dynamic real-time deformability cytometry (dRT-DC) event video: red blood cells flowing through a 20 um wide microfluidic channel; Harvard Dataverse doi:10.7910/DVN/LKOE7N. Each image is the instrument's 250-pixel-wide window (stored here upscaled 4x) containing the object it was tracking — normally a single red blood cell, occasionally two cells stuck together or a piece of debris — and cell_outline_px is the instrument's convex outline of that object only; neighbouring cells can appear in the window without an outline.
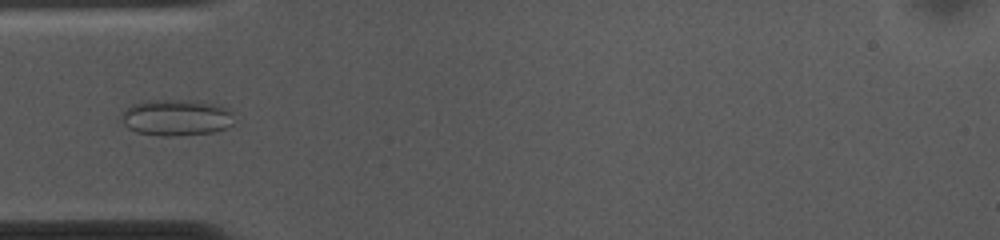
{"species": "common noctule bat (a hibernating species)", "species_latin": "Nyctalus noctula", "temperature_condition": "cold", "stored_images_in_passage": 52, "camera_frame_rate_fps": 3000, "um_per_image_px": 0.085, "animal": {"sex": "female", "body_mass_g": 10.0, "forearm_length_mm": 53.1}, "frame": {"image": 1, "passage_image": 14, "time_ms": 4.333, "image_size_px": [1000, 240], "cell_outline_px": [[232, 124], [228, 128], [216, 132], [176, 136], [160, 136], [136, 132], [128, 128], [124, 124], [120, 116], [124, 108], [132, 104], [144, 100], [188, 100], [220, 104], [232, 112]], "centroid_in_image_um": [14.97, 9.99], "position_along_channel_um": 70.0, "area_um2": 24.28}}
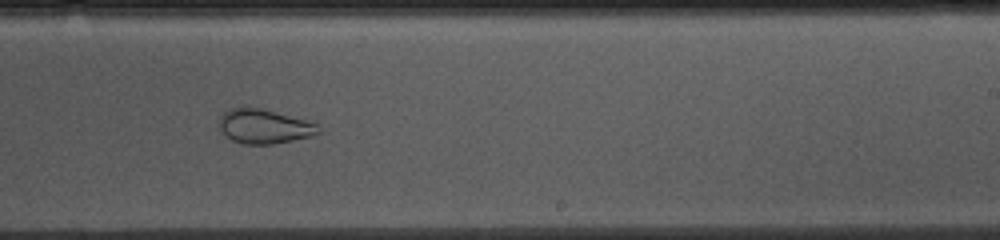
{"frame": {"image": 2, "passage_image": 30, "time_ms": 9.667, "image_size_px": [1000, 240], "cell_outline_px": [[324, 132], [312, 136], [272, 144], [244, 144], [232, 140], [220, 128], [220, 116], [228, 108], [244, 104], [248, 104], [308, 120], [316, 124]], "centroid_in_image_um": [22.47, 10.69], "position_along_channel_um": 266.5, "area_um2": 20.4}}
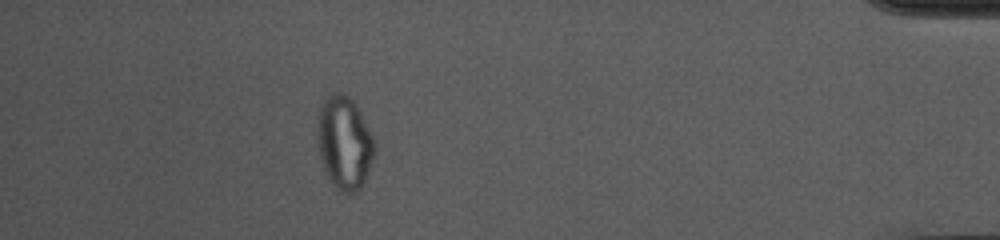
{"frame": {"image": 3, "passage_image": 46, "time_ms": 15.0, "image_size_px": [1000, 240], "cell_outline_px": [[376, 152], [364, 184], [356, 192], [344, 192], [336, 188], [328, 180], [320, 160], [316, 144], [316, 116], [320, 104], [328, 92], [344, 92], [356, 104], [372, 132], [376, 140]], "centroid_in_image_um": [29.25, 12.09], "position_along_channel_um": 406.0, "area_um2": 32.37}, "authors_computed_cell_mechanics": {"area_um2": 27.2238, "velocity_mm_per_s": 3.6792, "shape_relaxation_time_tau1_ms": null, "shape_relaxation_time_tau2_ms": 1.2572, "deformation_change_tau1": null, "deformation_change_tau2": 0.0674}}